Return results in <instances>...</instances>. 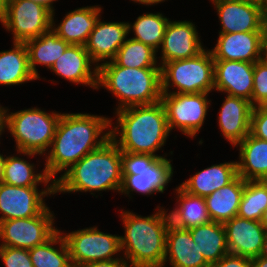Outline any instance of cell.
Here are the masks:
<instances>
[{
  "label": "cell",
  "instance_id": "6da1fadb",
  "mask_svg": "<svg viewBox=\"0 0 267 267\" xmlns=\"http://www.w3.org/2000/svg\"><path fill=\"white\" fill-rule=\"evenodd\" d=\"M110 126L111 118L103 115L62 113L51 149L45 155L46 175L55 183L58 173H65L85 155L100 148L111 138Z\"/></svg>",
  "mask_w": 267,
  "mask_h": 267
},
{
  "label": "cell",
  "instance_id": "7a4b0ae2",
  "mask_svg": "<svg viewBox=\"0 0 267 267\" xmlns=\"http://www.w3.org/2000/svg\"><path fill=\"white\" fill-rule=\"evenodd\" d=\"M115 113L116 125L112 126L111 118L110 135L121 151L165 157L156 154L171 133L161 101L119 109Z\"/></svg>",
  "mask_w": 267,
  "mask_h": 267
},
{
  "label": "cell",
  "instance_id": "3957f363",
  "mask_svg": "<svg viewBox=\"0 0 267 267\" xmlns=\"http://www.w3.org/2000/svg\"><path fill=\"white\" fill-rule=\"evenodd\" d=\"M55 182V193L114 190L122 186L121 150L109 138L100 148L89 152Z\"/></svg>",
  "mask_w": 267,
  "mask_h": 267
},
{
  "label": "cell",
  "instance_id": "277c9868",
  "mask_svg": "<svg viewBox=\"0 0 267 267\" xmlns=\"http://www.w3.org/2000/svg\"><path fill=\"white\" fill-rule=\"evenodd\" d=\"M167 212L158 206L155 214L143 217L121 210L125 235H120V247L123 257L133 267L164 266L166 233L170 223Z\"/></svg>",
  "mask_w": 267,
  "mask_h": 267
},
{
  "label": "cell",
  "instance_id": "5b68a950",
  "mask_svg": "<svg viewBox=\"0 0 267 267\" xmlns=\"http://www.w3.org/2000/svg\"><path fill=\"white\" fill-rule=\"evenodd\" d=\"M97 68V89L103 87L117 97L116 111L161 101V67L128 68L111 60Z\"/></svg>",
  "mask_w": 267,
  "mask_h": 267
},
{
  "label": "cell",
  "instance_id": "8992f818",
  "mask_svg": "<svg viewBox=\"0 0 267 267\" xmlns=\"http://www.w3.org/2000/svg\"><path fill=\"white\" fill-rule=\"evenodd\" d=\"M62 113H47L39 108H28L17 112L6 109V129L16 142L19 155L33 157L45 155L52 144L56 126Z\"/></svg>",
  "mask_w": 267,
  "mask_h": 267
},
{
  "label": "cell",
  "instance_id": "52a82bcc",
  "mask_svg": "<svg viewBox=\"0 0 267 267\" xmlns=\"http://www.w3.org/2000/svg\"><path fill=\"white\" fill-rule=\"evenodd\" d=\"M174 87L175 91L169 88ZM214 91V59L210 50L161 66L162 93H210Z\"/></svg>",
  "mask_w": 267,
  "mask_h": 267
},
{
  "label": "cell",
  "instance_id": "ba28073f",
  "mask_svg": "<svg viewBox=\"0 0 267 267\" xmlns=\"http://www.w3.org/2000/svg\"><path fill=\"white\" fill-rule=\"evenodd\" d=\"M61 233L69 249L73 267H82L95 261L119 259L116 255L122 252L120 236L101 232L97 226Z\"/></svg>",
  "mask_w": 267,
  "mask_h": 267
},
{
  "label": "cell",
  "instance_id": "9c48e42d",
  "mask_svg": "<svg viewBox=\"0 0 267 267\" xmlns=\"http://www.w3.org/2000/svg\"><path fill=\"white\" fill-rule=\"evenodd\" d=\"M207 96L209 93H162L170 132L179 129L189 138L196 137L211 104Z\"/></svg>",
  "mask_w": 267,
  "mask_h": 267
},
{
  "label": "cell",
  "instance_id": "30bf717a",
  "mask_svg": "<svg viewBox=\"0 0 267 267\" xmlns=\"http://www.w3.org/2000/svg\"><path fill=\"white\" fill-rule=\"evenodd\" d=\"M0 22L13 34V42L25 43L51 29L52 13L30 0H11Z\"/></svg>",
  "mask_w": 267,
  "mask_h": 267
},
{
  "label": "cell",
  "instance_id": "8fae6325",
  "mask_svg": "<svg viewBox=\"0 0 267 267\" xmlns=\"http://www.w3.org/2000/svg\"><path fill=\"white\" fill-rule=\"evenodd\" d=\"M52 212L47 207L34 217L1 221L0 246L29 250L43 244L59 230L54 227L55 216Z\"/></svg>",
  "mask_w": 267,
  "mask_h": 267
},
{
  "label": "cell",
  "instance_id": "7c38bea8",
  "mask_svg": "<svg viewBox=\"0 0 267 267\" xmlns=\"http://www.w3.org/2000/svg\"><path fill=\"white\" fill-rule=\"evenodd\" d=\"M38 188L37 186L21 187L0 183V222L34 217L42 213L48 207L45 204V196L56 193L55 187H46L41 191Z\"/></svg>",
  "mask_w": 267,
  "mask_h": 267
},
{
  "label": "cell",
  "instance_id": "4fadbf2b",
  "mask_svg": "<svg viewBox=\"0 0 267 267\" xmlns=\"http://www.w3.org/2000/svg\"><path fill=\"white\" fill-rule=\"evenodd\" d=\"M220 20L219 33L262 32L260 4L246 0H211Z\"/></svg>",
  "mask_w": 267,
  "mask_h": 267
},
{
  "label": "cell",
  "instance_id": "5bb4252c",
  "mask_svg": "<svg viewBox=\"0 0 267 267\" xmlns=\"http://www.w3.org/2000/svg\"><path fill=\"white\" fill-rule=\"evenodd\" d=\"M196 26L191 21L169 20L161 45L162 66L173 60L187 59L200 54L203 47Z\"/></svg>",
  "mask_w": 267,
  "mask_h": 267
},
{
  "label": "cell",
  "instance_id": "9a60e30c",
  "mask_svg": "<svg viewBox=\"0 0 267 267\" xmlns=\"http://www.w3.org/2000/svg\"><path fill=\"white\" fill-rule=\"evenodd\" d=\"M211 53L214 60L255 63L264 58L262 32L219 33Z\"/></svg>",
  "mask_w": 267,
  "mask_h": 267
},
{
  "label": "cell",
  "instance_id": "2e32d148",
  "mask_svg": "<svg viewBox=\"0 0 267 267\" xmlns=\"http://www.w3.org/2000/svg\"><path fill=\"white\" fill-rule=\"evenodd\" d=\"M254 63L214 60V91L242 97L251 102Z\"/></svg>",
  "mask_w": 267,
  "mask_h": 267
},
{
  "label": "cell",
  "instance_id": "e0dca14e",
  "mask_svg": "<svg viewBox=\"0 0 267 267\" xmlns=\"http://www.w3.org/2000/svg\"><path fill=\"white\" fill-rule=\"evenodd\" d=\"M128 34V22H106L99 18L89 35L85 49L98 67L102 61L104 63L116 57Z\"/></svg>",
  "mask_w": 267,
  "mask_h": 267
},
{
  "label": "cell",
  "instance_id": "ac0fdd59",
  "mask_svg": "<svg viewBox=\"0 0 267 267\" xmlns=\"http://www.w3.org/2000/svg\"><path fill=\"white\" fill-rule=\"evenodd\" d=\"M223 226L230 254L251 259L259 256L266 231L260 221L235 216Z\"/></svg>",
  "mask_w": 267,
  "mask_h": 267
},
{
  "label": "cell",
  "instance_id": "d6986e66",
  "mask_svg": "<svg viewBox=\"0 0 267 267\" xmlns=\"http://www.w3.org/2000/svg\"><path fill=\"white\" fill-rule=\"evenodd\" d=\"M97 69L85 46L71 44L50 68L53 73L67 81L86 85L95 90H97Z\"/></svg>",
  "mask_w": 267,
  "mask_h": 267
},
{
  "label": "cell",
  "instance_id": "ffe728a7",
  "mask_svg": "<svg viewBox=\"0 0 267 267\" xmlns=\"http://www.w3.org/2000/svg\"><path fill=\"white\" fill-rule=\"evenodd\" d=\"M165 157L157 158L149 167L136 174H122L121 194L131 196L130 192L152 195L164 193L173 176L172 160Z\"/></svg>",
  "mask_w": 267,
  "mask_h": 267
},
{
  "label": "cell",
  "instance_id": "44dd1931",
  "mask_svg": "<svg viewBox=\"0 0 267 267\" xmlns=\"http://www.w3.org/2000/svg\"><path fill=\"white\" fill-rule=\"evenodd\" d=\"M220 108L217 119L221 134L236 147L250 133L253 106L245 98L226 95Z\"/></svg>",
  "mask_w": 267,
  "mask_h": 267
},
{
  "label": "cell",
  "instance_id": "7402d4cb",
  "mask_svg": "<svg viewBox=\"0 0 267 267\" xmlns=\"http://www.w3.org/2000/svg\"><path fill=\"white\" fill-rule=\"evenodd\" d=\"M172 267H210L205 261L197 244L194 243L189 229L169 223L166 233L165 259Z\"/></svg>",
  "mask_w": 267,
  "mask_h": 267
},
{
  "label": "cell",
  "instance_id": "603a6c76",
  "mask_svg": "<svg viewBox=\"0 0 267 267\" xmlns=\"http://www.w3.org/2000/svg\"><path fill=\"white\" fill-rule=\"evenodd\" d=\"M101 10L102 7L99 5L74 9L64 16L59 25L55 24L54 14H52L51 29L65 42L85 46L91 31L101 17Z\"/></svg>",
  "mask_w": 267,
  "mask_h": 267
},
{
  "label": "cell",
  "instance_id": "cb8c5ba5",
  "mask_svg": "<svg viewBox=\"0 0 267 267\" xmlns=\"http://www.w3.org/2000/svg\"><path fill=\"white\" fill-rule=\"evenodd\" d=\"M237 175L246 181H267V141L250 133L237 145Z\"/></svg>",
  "mask_w": 267,
  "mask_h": 267
},
{
  "label": "cell",
  "instance_id": "d4e9b609",
  "mask_svg": "<svg viewBox=\"0 0 267 267\" xmlns=\"http://www.w3.org/2000/svg\"><path fill=\"white\" fill-rule=\"evenodd\" d=\"M237 176V161L214 164L195 173L180 186L188 193L207 197Z\"/></svg>",
  "mask_w": 267,
  "mask_h": 267
},
{
  "label": "cell",
  "instance_id": "484cf974",
  "mask_svg": "<svg viewBox=\"0 0 267 267\" xmlns=\"http://www.w3.org/2000/svg\"><path fill=\"white\" fill-rule=\"evenodd\" d=\"M245 181L237 175L230 183L204 198L211 221L225 223L237 216Z\"/></svg>",
  "mask_w": 267,
  "mask_h": 267
},
{
  "label": "cell",
  "instance_id": "4316f807",
  "mask_svg": "<svg viewBox=\"0 0 267 267\" xmlns=\"http://www.w3.org/2000/svg\"><path fill=\"white\" fill-rule=\"evenodd\" d=\"M25 45L28 51L31 73L39 80L41 78L36 66L42 65L50 69L70 44L50 29L39 37L26 41Z\"/></svg>",
  "mask_w": 267,
  "mask_h": 267
},
{
  "label": "cell",
  "instance_id": "83f0119b",
  "mask_svg": "<svg viewBox=\"0 0 267 267\" xmlns=\"http://www.w3.org/2000/svg\"><path fill=\"white\" fill-rule=\"evenodd\" d=\"M174 190L177 193L178 204L168 213L171 224L190 229L211 221L203 197L186 192L180 185Z\"/></svg>",
  "mask_w": 267,
  "mask_h": 267
},
{
  "label": "cell",
  "instance_id": "f1b7e54d",
  "mask_svg": "<svg viewBox=\"0 0 267 267\" xmlns=\"http://www.w3.org/2000/svg\"><path fill=\"white\" fill-rule=\"evenodd\" d=\"M37 78L29 68L25 43L13 42L10 50L0 51V85H19Z\"/></svg>",
  "mask_w": 267,
  "mask_h": 267
},
{
  "label": "cell",
  "instance_id": "f546056e",
  "mask_svg": "<svg viewBox=\"0 0 267 267\" xmlns=\"http://www.w3.org/2000/svg\"><path fill=\"white\" fill-rule=\"evenodd\" d=\"M189 231L210 266L229 253L223 223L210 221L192 227Z\"/></svg>",
  "mask_w": 267,
  "mask_h": 267
},
{
  "label": "cell",
  "instance_id": "4dcf8cb0",
  "mask_svg": "<svg viewBox=\"0 0 267 267\" xmlns=\"http://www.w3.org/2000/svg\"><path fill=\"white\" fill-rule=\"evenodd\" d=\"M41 173L35 172V165L16 156H6L3 170V183L13 186L29 187L39 186L55 187V183L46 175L44 169ZM49 184V185H48Z\"/></svg>",
  "mask_w": 267,
  "mask_h": 267
},
{
  "label": "cell",
  "instance_id": "1f68e13d",
  "mask_svg": "<svg viewBox=\"0 0 267 267\" xmlns=\"http://www.w3.org/2000/svg\"><path fill=\"white\" fill-rule=\"evenodd\" d=\"M29 256L33 267H73L69 249L60 230L43 244L29 249Z\"/></svg>",
  "mask_w": 267,
  "mask_h": 267
},
{
  "label": "cell",
  "instance_id": "d6a6232c",
  "mask_svg": "<svg viewBox=\"0 0 267 267\" xmlns=\"http://www.w3.org/2000/svg\"><path fill=\"white\" fill-rule=\"evenodd\" d=\"M169 18L161 13H146L139 15L134 23L128 22L129 33L134 32L132 39L151 46L157 52L163 42V37Z\"/></svg>",
  "mask_w": 267,
  "mask_h": 267
},
{
  "label": "cell",
  "instance_id": "836d02e7",
  "mask_svg": "<svg viewBox=\"0 0 267 267\" xmlns=\"http://www.w3.org/2000/svg\"><path fill=\"white\" fill-rule=\"evenodd\" d=\"M267 210V181H245L237 216L260 221Z\"/></svg>",
  "mask_w": 267,
  "mask_h": 267
},
{
  "label": "cell",
  "instance_id": "e575fe53",
  "mask_svg": "<svg viewBox=\"0 0 267 267\" xmlns=\"http://www.w3.org/2000/svg\"><path fill=\"white\" fill-rule=\"evenodd\" d=\"M157 51L151 46L137 40L127 38L126 42L119 48L113 61L122 67L147 68L157 66Z\"/></svg>",
  "mask_w": 267,
  "mask_h": 267
},
{
  "label": "cell",
  "instance_id": "d590c367",
  "mask_svg": "<svg viewBox=\"0 0 267 267\" xmlns=\"http://www.w3.org/2000/svg\"><path fill=\"white\" fill-rule=\"evenodd\" d=\"M251 105L267 106V60L265 58L254 63Z\"/></svg>",
  "mask_w": 267,
  "mask_h": 267
},
{
  "label": "cell",
  "instance_id": "8d00e7d4",
  "mask_svg": "<svg viewBox=\"0 0 267 267\" xmlns=\"http://www.w3.org/2000/svg\"><path fill=\"white\" fill-rule=\"evenodd\" d=\"M158 157L151 154L121 151L122 174H136L149 167Z\"/></svg>",
  "mask_w": 267,
  "mask_h": 267
},
{
  "label": "cell",
  "instance_id": "74e56055",
  "mask_svg": "<svg viewBox=\"0 0 267 267\" xmlns=\"http://www.w3.org/2000/svg\"><path fill=\"white\" fill-rule=\"evenodd\" d=\"M0 259L4 267H33L27 249L0 246Z\"/></svg>",
  "mask_w": 267,
  "mask_h": 267
},
{
  "label": "cell",
  "instance_id": "f35d334b",
  "mask_svg": "<svg viewBox=\"0 0 267 267\" xmlns=\"http://www.w3.org/2000/svg\"><path fill=\"white\" fill-rule=\"evenodd\" d=\"M250 134L256 138L267 141V106L253 107Z\"/></svg>",
  "mask_w": 267,
  "mask_h": 267
},
{
  "label": "cell",
  "instance_id": "ab89813d",
  "mask_svg": "<svg viewBox=\"0 0 267 267\" xmlns=\"http://www.w3.org/2000/svg\"><path fill=\"white\" fill-rule=\"evenodd\" d=\"M210 267H252V259L228 253Z\"/></svg>",
  "mask_w": 267,
  "mask_h": 267
},
{
  "label": "cell",
  "instance_id": "60d3db41",
  "mask_svg": "<svg viewBox=\"0 0 267 267\" xmlns=\"http://www.w3.org/2000/svg\"><path fill=\"white\" fill-rule=\"evenodd\" d=\"M82 267H133L124 257L114 260L90 262Z\"/></svg>",
  "mask_w": 267,
  "mask_h": 267
},
{
  "label": "cell",
  "instance_id": "b9f144b4",
  "mask_svg": "<svg viewBox=\"0 0 267 267\" xmlns=\"http://www.w3.org/2000/svg\"><path fill=\"white\" fill-rule=\"evenodd\" d=\"M34 3L40 4L43 7L47 8L52 14L55 15V9L53 7V3L57 0H30Z\"/></svg>",
  "mask_w": 267,
  "mask_h": 267
},
{
  "label": "cell",
  "instance_id": "7bdbcfd3",
  "mask_svg": "<svg viewBox=\"0 0 267 267\" xmlns=\"http://www.w3.org/2000/svg\"><path fill=\"white\" fill-rule=\"evenodd\" d=\"M6 130V108L0 105V137Z\"/></svg>",
  "mask_w": 267,
  "mask_h": 267
},
{
  "label": "cell",
  "instance_id": "ee69618b",
  "mask_svg": "<svg viewBox=\"0 0 267 267\" xmlns=\"http://www.w3.org/2000/svg\"><path fill=\"white\" fill-rule=\"evenodd\" d=\"M252 267H267V258L260 256L253 258Z\"/></svg>",
  "mask_w": 267,
  "mask_h": 267
},
{
  "label": "cell",
  "instance_id": "f6af8a7d",
  "mask_svg": "<svg viewBox=\"0 0 267 267\" xmlns=\"http://www.w3.org/2000/svg\"><path fill=\"white\" fill-rule=\"evenodd\" d=\"M262 33H263V50L267 51V17L263 18Z\"/></svg>",
  "mask_w": 267,
  "mask_h": 267
},
{
  "label": "cell",
  "instance_id": "bcb514c9",
  "mask_svg": "<svg viewBox=\"0 0 267 267\" xmlns=\"http://www.w3.org/2000/svg\"><path fill=\"white\" fill-rule=\"evenodd\" d=\"M135 3H138V4H143V5H154V4H158V3H162V2H165V0H131ZM167 1V0H166Z\"/></svg>",
  "mask_w": 267,
  "mask_h": 267
},
{
  "label": "cell",
  "instance_id": "7dc6e473",
  "mask_svg": "<svg viewBox=\"0 0 267 267\" xmlns=\"http://www.w3.org/2000/svg\"><path fill=\"white\" fill-rule=\"evenodd\" d=\"M259 256L267 258V230L265 231V237Z\"/></svg>",
  "mask_w": 267,
  "mask_h": 267
},
{
  "label": "cell",
  "instance_id": "c3c4849f",
  "mask_svg": "<svg viewBox=\"0 0 267 267\" xmlns=\"http://www.w3.org/2000/svg\"><path fill=\"white\" fill-rule=\"evenodd\" d=\"M6 160V155L0 154V183L3 181V170H4V163Z\"/></svg>",
  "mask_w": 267,
  "mask_h": 267
},
{
  "label": "cell",
  "instance_id": "681fc988",
  "mask_svg": "<svg viewBox=\"0 0 267 267\" xmlns=\"http://www.w3.org/2000/svg\"><path fill=\"white\" fill-rule=\"evenodd\" d=\"M11 0H0V15L7 9Z\"/></svg>",
  "mask_w": 267,
  "mask_h": 267
},
{
  "label": "cell",
  "instance_id": "f907efd6",
  "mask_svg": "<svg viewBox=\"0 0 267 267\" xmlns=\"http://www.w3.org/2000/svg\"><path fill=\"white\" fill-rule=\"evenodd\" d=\"M260 8L262 10L263 18L267 17V0H263L260 4Z\"/></svg>",
  "mask_w": 267,
  "mask_h": 267
},
{
  "label": "cell",
  "instance_id": "816d5d0a",
  "mask_svg": "<svg viewBox=\"0 0 267 267\" xmlns=\"http://www.w3.org/2000/svg\"><path fill=\"white\" fill-rule=\"evenodd\" d=\"M261 223H262L263 227L265 228V230H267V210L263 214V218L261 220Z\"/></svg>",
  "mask_w": 267,
  "mask_h": 267
},
{
  "label": "cell",
  "instance_id": "f5cc1de1",
  "mask_svg": "<svg viewBox=\"0 0 267 267\" xmlns=\"http://www.w3.org/2000/svg\"><path fill=\"white\" fill-rule=\"evenodd\" d=\"M246 1H251V2H255V3L261 4V2H262L263 0H246Z\"/></svg>",
  "mask_w": 267,
  "mask_h": 267
},
{
  "label": "cell",
  "instance_id": "db71d44e",
  "mask_svg": "<svg viewBox=\"0 0 267 267\" xmlns=\"http://www.w3.org/2000/svg\"><path fill=\"white\" fill-rule=\"evenodd\" d=\"M264 58L267 60V51H264Z\"/></svg>",
  "mask_w": 267,
  "mask_h": 267
}]
</instances>
